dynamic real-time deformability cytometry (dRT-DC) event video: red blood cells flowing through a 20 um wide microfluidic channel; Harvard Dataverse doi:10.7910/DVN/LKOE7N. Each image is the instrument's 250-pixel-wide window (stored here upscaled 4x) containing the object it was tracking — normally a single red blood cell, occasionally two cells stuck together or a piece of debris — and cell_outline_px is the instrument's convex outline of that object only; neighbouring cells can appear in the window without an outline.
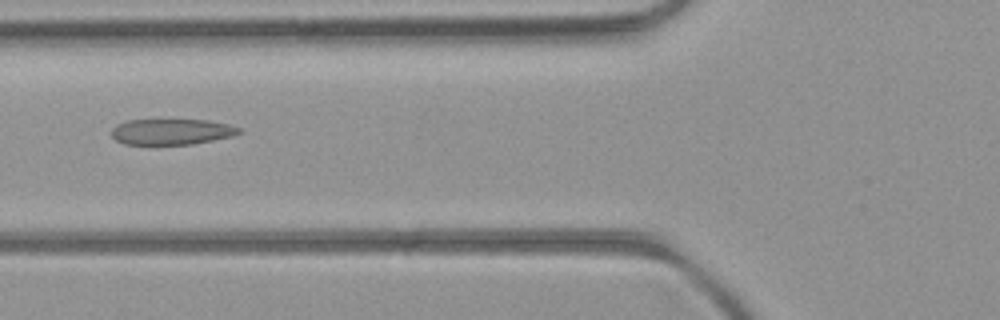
{"species": "common noctule bat (a hibernating species)", "species_latin": "Nyctalus noctula", "temperature_condition": "room temperature", "stored_images_in_passage": 40, "camera_frame_rate_fps": 3000, "um_per_image_px": 0.085, "animal": {"sex": "female", "body_mass_g": 21.9}, "frame": {"image": 1, "passage_image": 8, "time_ms": 2.333, "image_size_px": [1000, 320], "cell_outline_px": [[240, 132], [232, 136], [192, 144], [124, 144], [116, 140], [112, 136], [112, 128], [116, 124], [128, 120], [208, 120], [228, 124], [240, 128]], "centroid_in_image_um": [14.56, 11.19], "position_along_channel_um": 111.2, "area_um2": 19.02}}
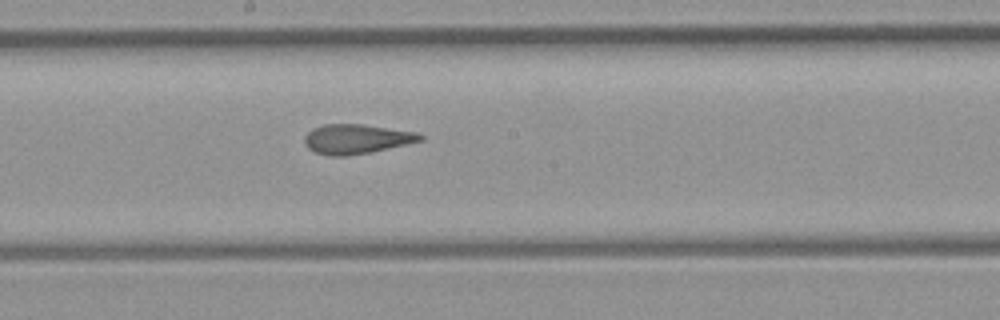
{"frame": {"image": 2, "passage_image": 16, "time_ms": 5.0, "image_size_px": [1000, 320], "cell_outline_px": [[424, 140], [368, 152], [344, 156], [332, 156], [316, 152], [308, 148], [304, 144], [304, 136], [312, 128], [324, 124], [360, 124], [416, 132], [424, 136]], "centroid_in_image_um": [30.26, 11.8], "position_along_channel_um": 217.9, "area_um2": 19.65}}
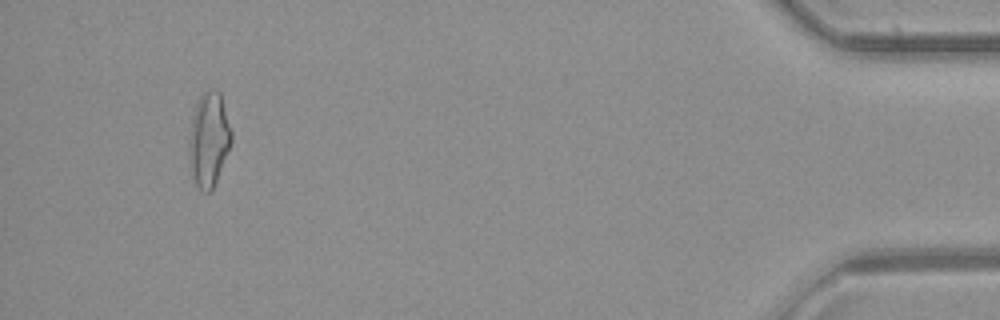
{"frame": {"image": 3, "passage_image": 37, "time_ms": 12.0, "image_size_px": [1000, 320], "cell_outline_px": [[232, 140], [216, 180], [212, 188], [208, 192], [204, 192], [196, 184], [192, 172], [188, 156], [188, 144], [196, 100], [208, 88], [216, 88], [220, 92], [232, 132]], "centroid_in_image_um": [17.74, 11.79], "position_along_channel_um": 417.5, "area_um2": 23.0}, "authors_computed_cell_mechanics": {"area_um2": 20.3167, "velocity_mm_per_s": 3.9743, "shape_relaxation_time_tau1_ms": null, "shape_relaxation_time_tau2_ms": 1.9469, "deformation_change_tau1": null, "deformation_change_tau2": 0.1198}}